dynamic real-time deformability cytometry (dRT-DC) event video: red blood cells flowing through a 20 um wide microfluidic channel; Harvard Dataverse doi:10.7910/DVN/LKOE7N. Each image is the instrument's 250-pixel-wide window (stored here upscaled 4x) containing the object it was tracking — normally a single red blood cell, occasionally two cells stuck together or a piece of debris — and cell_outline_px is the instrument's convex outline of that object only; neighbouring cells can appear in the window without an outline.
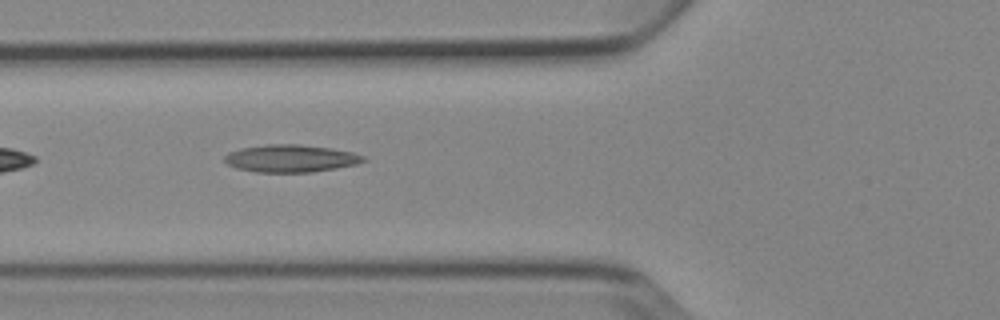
{"species": "Egyptian fruit bat (a non-hibernating species)", "species_latin": "Rousettus aegyptiacus", "temperature_condition": "cold", "stored_images_in_passage": 7, "camera_frame_rate_fps": 3000, "um_per_image_px": 0.085, "animal": {"sex": "female"}, "frame": {"image": 1, "passage_image": 6, "time_ms": 6.0, "image_size_px": [1000, 320], "cell_outline_px": [[368, 160], [356, 164], [336, 168], [312, 172], [256, 172], [236, 168], [228, 164], [224, 160], [224, 156], [228, 152], [240, 148], [268, 144], [300, 144], [332, 148], [352, 152], [364, 156]], "centroid_in_image_um": [24.71, 13.46], "position_along_channel_um": 101.1, "area_um2": 22.31}}
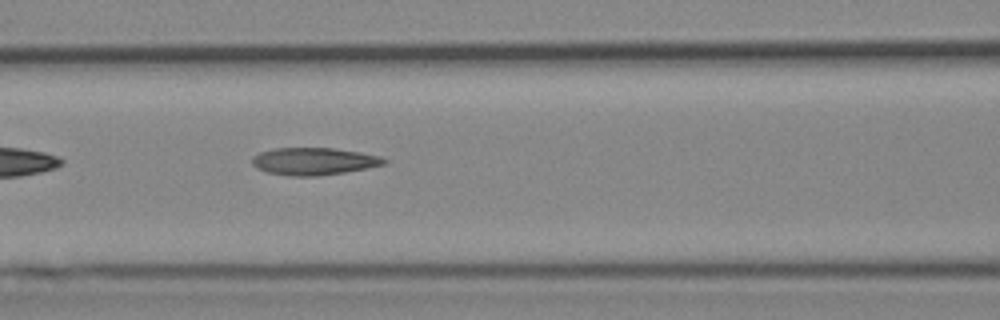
{"frame": {"image": 2, "passage_image": 7, "time_ms": 7.0, "image_size_px": [1000, 320], "cell_outline_px": [[388, 160], [384, 164], [368, 168], [344, 172], [316, 176], [288, 176], [268, 172], [256, 168], [252, 164], [252, 156], [260, 152], [276, 148], [332, 148], [360, 152], [380, 156]], "centroid_in_image_um": [26.66, 13.71], "position_along_channel_um": 139.9, "area_um2": 20.98}}